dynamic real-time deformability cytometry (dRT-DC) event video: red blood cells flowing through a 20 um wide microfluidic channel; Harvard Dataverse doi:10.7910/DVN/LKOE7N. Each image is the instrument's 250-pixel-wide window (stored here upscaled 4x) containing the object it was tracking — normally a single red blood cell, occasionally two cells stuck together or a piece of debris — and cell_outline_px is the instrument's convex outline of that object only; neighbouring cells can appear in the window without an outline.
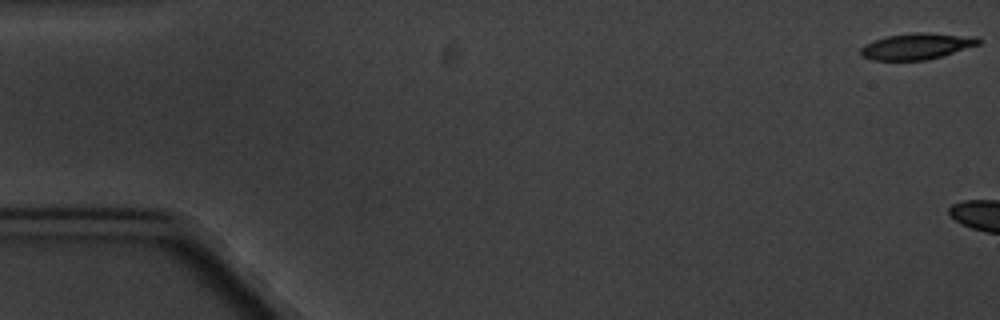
{"species": "common noctule bat (a hibernating species)", "species_latin": "Nyctalus noctula", "temperature_condition": "cold", "stored_images_in_passage": 3, "camera_frame_rate_fps": 3000, "um_per_image_px": 0.085, "animal": {"sex": "male", "body_mass_g": 20.1, "forearm_length_mm": 53.5}, "frame": {"image": 1, "passage_image": 1, "time_ms": 0.0, "image_size_px": [1000, 320], "cell_outline_px": [[984, 40], [980, 44], [928, 60], [872, 60], [864, 56], [860, 52], [860, 48], [864, 44], [888, 36], [928, 32], [976, 36]], "centroid_in_image_um": [77.99, 3.93], "position_along_channel_um": 7.0, "area_um2": 17.86}}